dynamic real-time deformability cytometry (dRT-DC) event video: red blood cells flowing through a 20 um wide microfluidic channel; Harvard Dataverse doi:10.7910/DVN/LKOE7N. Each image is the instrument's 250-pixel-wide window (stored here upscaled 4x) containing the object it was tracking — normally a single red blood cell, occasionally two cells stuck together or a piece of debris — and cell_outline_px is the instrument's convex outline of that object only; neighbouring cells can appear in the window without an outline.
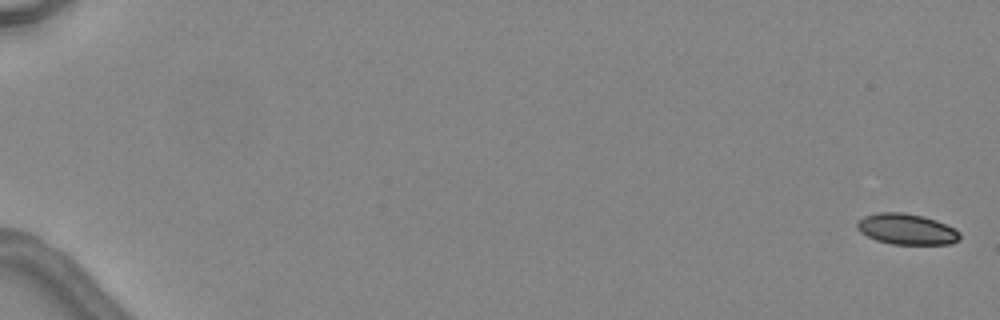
{"species": "common noctule bat (a hibernating species)", "species_latin": "Nyctalus noctula", "temperature_condition": "warm", "stored_images_in_passage": 4, "camera_frame_rate_fps": 3000, "um_per_image_px": 0.085, "animal": {"sex": "female", "body_mass_g": 24.6, "forearm_length_mm": 56.2}, "frame": {"image": 1, "passage_image": 1, "time_ms": 0.0, "image_size_px": [1000, 320], "cell_outline_px": [[960, 240], [952, 244], [892, 244], [876, 240], [860, 232], [856, 228], [856, 224], [864, 216], [876, 212], [904, 212], [924, 216], [936, 220], [956, 228], [960, 232]], "centroid_in_image_um": [77.09, 19.47], "position_along_channel_um": 7.9, "area_um2": 18.67}}
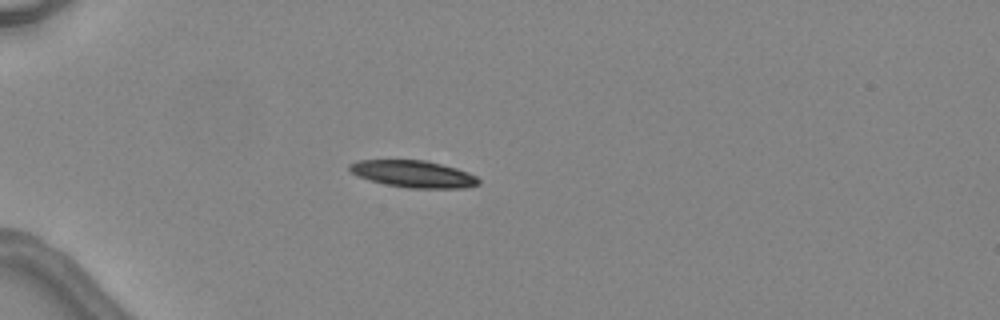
{"frame": {"image": 2, "passage_image": 4, "time_ms": 5.0, "image_size_px": [1000, 320], "cell_outline_px": [[480, 184], [464, 188], [408, 188], [388, 184], [356, 176], [348, 168], [348, 164], [356, 160], [428, 160], [456, 168], [468, 172], [476, 176], [480, 180]], "centroid_in_image_um": [35.15, 14.78], "position_along_channel_um": 49.9, "area_um2": 20.29}}